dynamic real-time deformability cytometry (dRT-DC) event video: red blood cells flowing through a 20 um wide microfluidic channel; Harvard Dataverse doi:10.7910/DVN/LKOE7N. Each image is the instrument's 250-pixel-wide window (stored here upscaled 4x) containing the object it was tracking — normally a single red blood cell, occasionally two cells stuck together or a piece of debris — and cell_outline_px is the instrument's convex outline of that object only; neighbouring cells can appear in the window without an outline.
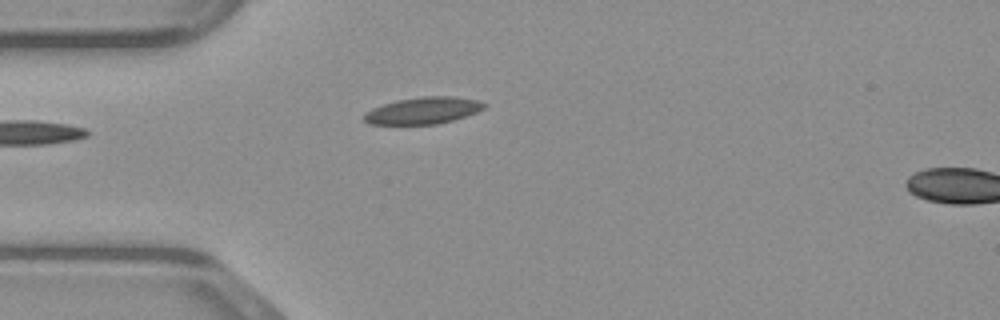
{"species": "common noctule bat (a hibernating species)", "species_latin": "Nyctalus noctula", "temperature_condition": "warm", "stored_images_in_passage": 3, "camera_frame_rate_fps": 3000, "um_per_image_px": 0.085, "animal": {"sex": "male", "body_mass_g": 23.1, "forearm_length_mm": 52.7}, "frame": {"image": 1, "passage_image": 1, "time_ms": 0.0, "image_size_px": [1000, 320], "cell_outline_px": [[488, 104], [484, 108], [476, 112], [452, 120], [436, 124], [368, 124], [364, 120], [364, 112], [372, 108], [396, 100], [424, 96], [452, 96], [476, 100]], "centroid_in_image_um": [35.94, 9.39], "position_along_channel_um": 49.1, "area_um2": 18.61}}